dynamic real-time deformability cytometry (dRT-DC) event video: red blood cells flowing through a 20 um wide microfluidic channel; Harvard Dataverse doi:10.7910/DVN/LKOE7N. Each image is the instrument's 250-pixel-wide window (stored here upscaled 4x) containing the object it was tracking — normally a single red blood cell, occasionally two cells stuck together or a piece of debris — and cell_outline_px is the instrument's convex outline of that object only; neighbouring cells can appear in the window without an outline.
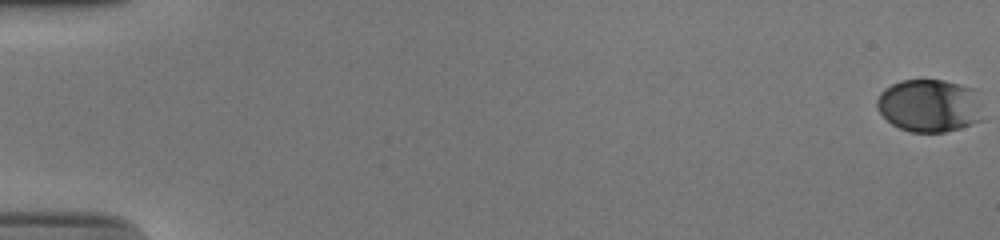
{"species": "human", "species_latin": "Homo sapiens", "temperature_condition": "cold", "stored_images_in_passage": 55, "camera_frame_rate_fps": 3000, "um_per_image_px": 0.085, "donor": {"sex": "male"}, "frame": {"image": 1, "passage_image": 1, "time_ms": 0.0, "image_size_px": [1000, 240], "cell_outline_px": [[984, 120], [960, 128], [944, 132], [912, 132], [900, 128], [892, 124], [880, 112], [876, 104], [876, 100], [880, 92], [884, 88], [900, 80], [944, 80], [976, 88]], "centroid_in_image_um": [79.03, 8.97], "position_along_channel_um": 6.0, "area_um2": 33.0}}
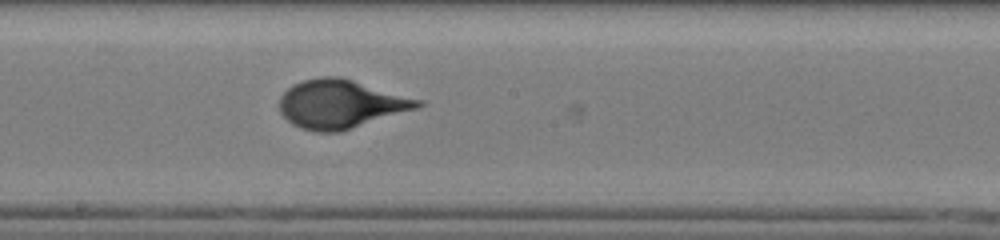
{"frame": {"image": 2, "passage_image": 32, "time_ms": 10.333, "image_size_px": [1000, 240], "cell_outline_px": [[424, 104], [420, 108], [340, 132], [316, 132], [300, 128], [292, 124], [280, 112], [280, 96], [292, 84], [304, 80], [320, 76], [340, 76], [424, 100]], "centroid_in_image_um": [29.0, 8.84], "position_along_channel_um": 219.2, "area_um2": 39.54}}
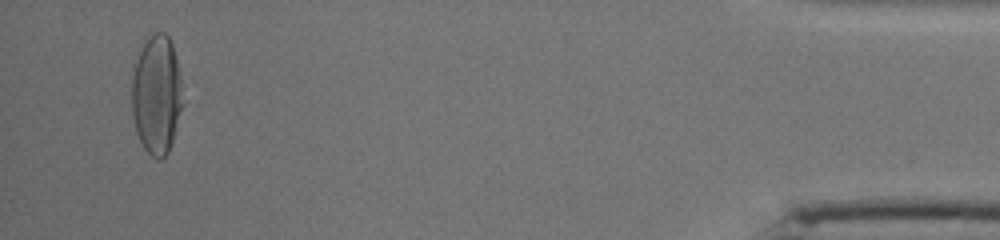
{"frame": {"image": 3, "passage_image": 53, "time_ms": 17.333, "image_size_px": [1000, 240], "cell_outline_px": [[184, 104], [168, 152], [160, 160], [156, 160], [144, 148], [136, 132], [132, 116], [132, 76], [136, 60], [144, 36], [156, 32], [164, 32], [168, 36], [172, 44], [176, 56]], "centroid_in_image_um": [13.3, 8.01], "position_along_channel_um": 421.9, "area_um2": 35.72}}